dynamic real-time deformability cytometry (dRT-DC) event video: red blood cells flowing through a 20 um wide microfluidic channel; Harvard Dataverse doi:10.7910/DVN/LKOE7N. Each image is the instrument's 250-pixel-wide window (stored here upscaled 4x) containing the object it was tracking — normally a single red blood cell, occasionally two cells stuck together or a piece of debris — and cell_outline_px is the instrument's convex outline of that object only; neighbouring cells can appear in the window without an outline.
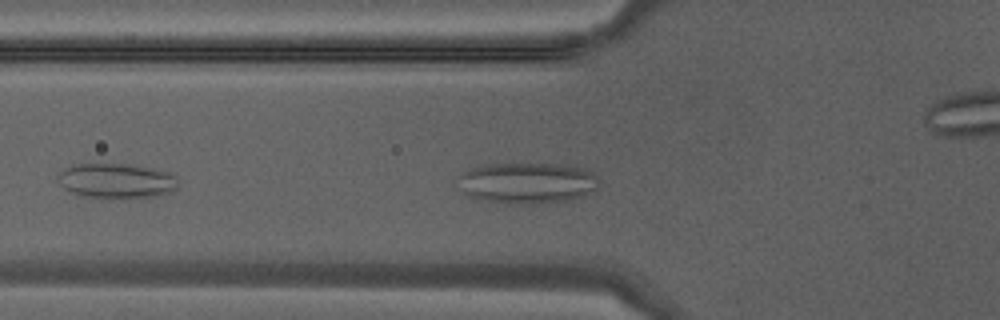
{"species": "Egyptian fruit bat (a non-hibernating species)", "species_latin": "Rousettus aegyptiacus", "temperature_condition": "warm", "stored_images_in_passage": 5, "camera_frame_rate_fps": 3000, "um_per_image_px": 0.085, "animal": {"sex": "male"}, "frame": {"image": 1, "passage_image": 4, "time_ms": 1.0, "image_size_px": [1000, 320], "cell_outline_px": [[176, 188], [172, 192], [156, 196], [84, 196], [72, 192], [64, 188], [56, 180], [56, 176], [64, 168], [76, 164], [128, 164], [152, 168], [168, 172], [176, 176]], "centroid_in_image_um": [9.87, 15.33], "position_along_channel_um": 115.9, "area_um2": 23.87}}